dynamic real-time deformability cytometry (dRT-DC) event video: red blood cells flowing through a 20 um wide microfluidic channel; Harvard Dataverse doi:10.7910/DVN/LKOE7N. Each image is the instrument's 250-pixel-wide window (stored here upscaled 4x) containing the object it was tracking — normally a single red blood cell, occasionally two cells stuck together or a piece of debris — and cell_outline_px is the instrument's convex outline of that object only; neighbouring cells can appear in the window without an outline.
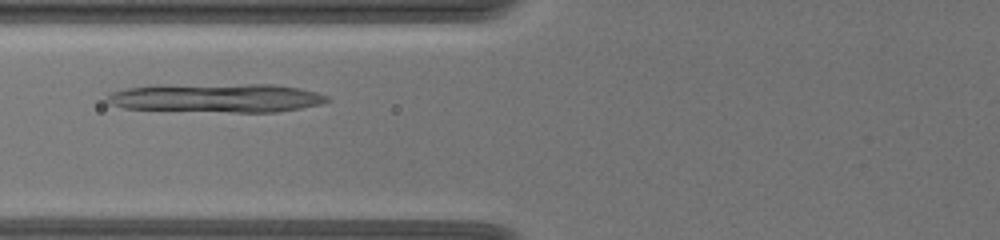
{"species": "common noctule bat (a hibernating species)", "species_latin": "Nyctalus noctula", "temperature_condition": "warm", "stored_images_in_passage": 26, "camera_frame_rate_fps": 3000, "um_per_image_px": 0.085, "animal": {"sex": "female", "body_mass_g": 19.5, "forearm_length_mm": 54.1}, "frame": {"image": 1, "passage_image": 5, "time_ms": 3.0, "image_size_px": [1000, 240], "cell_outline_px": [[332, 100], [320, 104], [300, 108], [276, 112], [232, 112], [124, 108], [108, 104], [104, 100], [108, 92], [124, 88], [156, 84], [276, 84], [300, 88], [316, 92], [328, 96]], "centroid_in_image_um": [18.35, 8.3], "position_along_channel_um": 107.5, "area_um2": 37.69}}
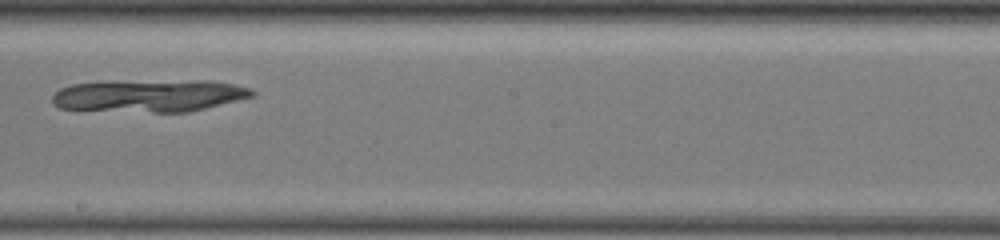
{"frame": {"image": 2, "passage_image": 10, "time_ms": 6.667, "image_size_px": [1000, 240], "cell_outline_px": [[256, 96], [188, 112], [152, 112], [60, 108], [52, 104], [52, 96], [60, 88], [72, 84], [96, 80], [212, 80], [252, 88], [256, 92]], "centroid_in_image_um": [12.69, 8.1], "position_along_channel_um": 235.5, "area_um2": 38.55}}
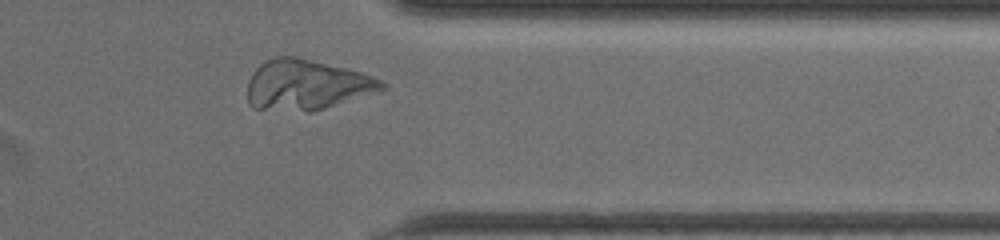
{"frame": {"image": 3, "passage_image": 21, "time_ms": 11.0, "image_size_px": [1000, 240], "cell_outline_px": [[388, 88], [380, 92], [312, 112], [308, 112], [252, 108], [248, 104], [248, 80], [252, 72], [260, 64], [276, 56], [296, 56], [360, 72], [372, 76], [388, 84]], "centroid_in_image_um": [26.08, 7.23], "position_along_channel_um": 385.3, "area_um2": 39.71}}